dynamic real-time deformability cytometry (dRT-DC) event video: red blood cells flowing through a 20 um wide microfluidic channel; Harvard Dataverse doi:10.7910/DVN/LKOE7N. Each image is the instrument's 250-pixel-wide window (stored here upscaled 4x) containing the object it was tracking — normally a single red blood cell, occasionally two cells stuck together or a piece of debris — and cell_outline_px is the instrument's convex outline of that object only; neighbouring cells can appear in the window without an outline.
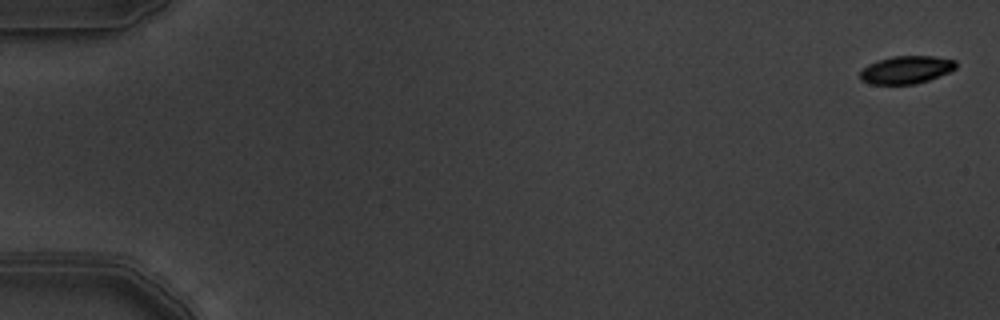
{"species": "common noctule bat (a hibernating species)", "species_latin": "Nyctalus noctula", "temperature_condition": "warm", "stored_images_in_passage": 5, "camera_frame_rate_fps": 3000, "um_per_image_px": 0.085, "animal": {"sex": "male", "body_mass_g": 19.5, "forearm_length_mm": 54.6}, "frame": {"image": 1, "passage_image": 1, "time_ms": 0.0, "image_size_px": [1000, 320], "cell_outline_px": [[956, 68], [948, 72], [928, 80], [916, 84], [872, 84], [860, 80], [860, 72], [868, 64], [876, 60], [892, 56], [932, 56], [956, 60]], "centroid_in_image_um": [77.01, 5.92], "position_along_channel_um": 8.0, "area_um2": 15.49}}
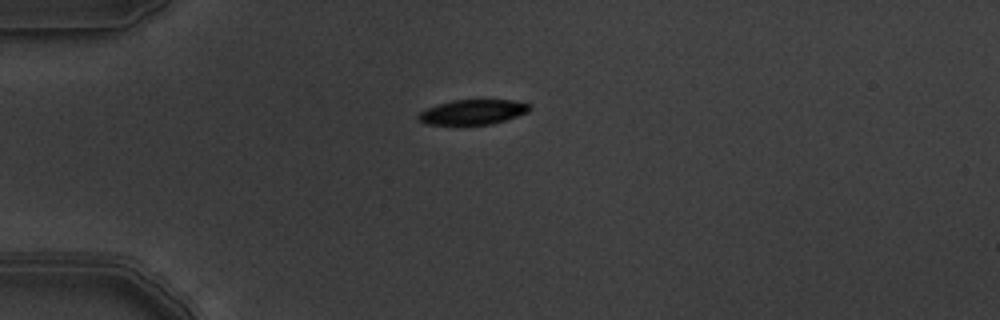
{"frame": {"image": 2, "passage_image": 5, "time_ms": 1.333, "image_size_px": [1000, 320], "cell_outline_px": [[532, 108], [528, 112], [492, 124], [424, 124], [416, 116], [420, 112], [428, 108], [452, 100], [516, 100], [532, 104]], "centroid_in_image_um": [40.24, 9.51], "position_along_channel_um": 44.8, "area_um2": 16.01}}